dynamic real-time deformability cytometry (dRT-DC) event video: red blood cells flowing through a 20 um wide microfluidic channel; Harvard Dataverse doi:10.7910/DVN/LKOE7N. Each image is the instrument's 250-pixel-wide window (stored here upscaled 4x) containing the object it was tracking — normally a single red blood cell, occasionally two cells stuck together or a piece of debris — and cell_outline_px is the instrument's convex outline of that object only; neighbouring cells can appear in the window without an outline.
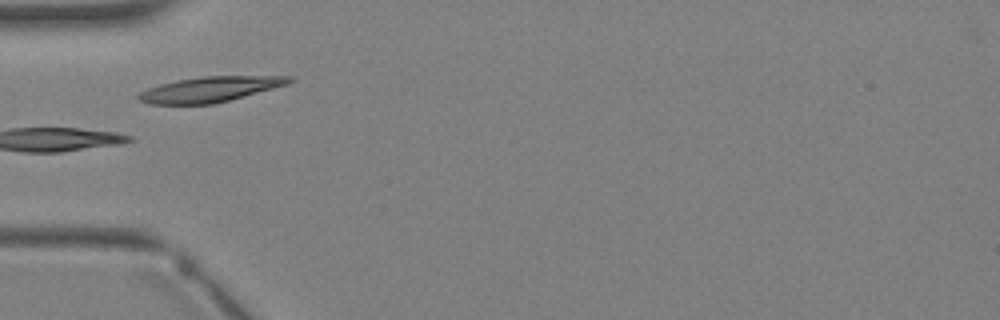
{"species": "Egyptian fruit bat (a non-hibernating species)", "species_latin": "Rousettus aegyptiacus", "temperature_condition": "warm", "stored_images_in_passage": 5, "camera_frame_rate_fps": 3000, "um_per_image_px": 0.085, "animal": {"sex": "female"}, "frame": {"image": 1, "passage_image": 5, "time_ms": 5.667, "image_size_px": [1000, 320], "cell_outline_px": [[296, 80], [288, 84], [228, 100], [212, 104], [148, 104], [136, 100], [136, 96], [140, 92], [148, 88], [160, 84], [176, 80], [204, 76], [296, 76]], "centroid_in_image_um": [17.83, 7.58], "position_along_channel_um": 67.2, "area_um2": 22.2}}